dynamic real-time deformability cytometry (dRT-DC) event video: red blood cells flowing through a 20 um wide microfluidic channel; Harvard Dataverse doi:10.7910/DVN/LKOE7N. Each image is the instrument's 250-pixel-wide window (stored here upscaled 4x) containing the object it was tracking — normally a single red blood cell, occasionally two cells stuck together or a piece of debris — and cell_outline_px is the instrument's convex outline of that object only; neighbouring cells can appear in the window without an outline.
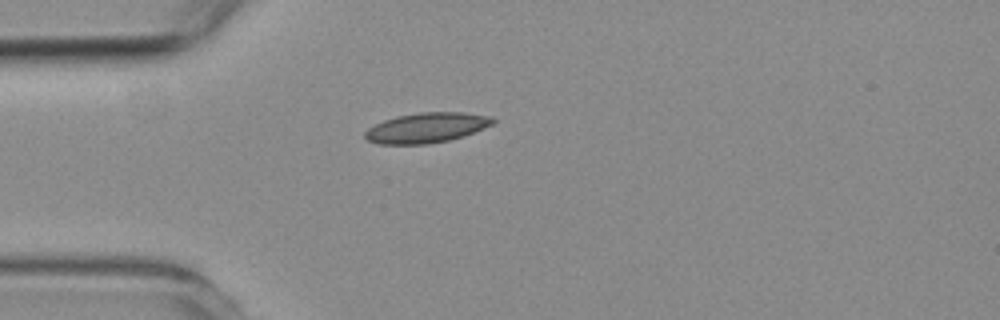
{"species": "common noctule bat (a hibernating species)", "species_latin": "Nyctalus noctula", "temperature_condition": "room temperature", "stored_images_in_passage": 41, "camera_frame_rate_fps": 3000, "um_per_image_px": 0.085, "animal": {"sex": "female", "body_mass_g": 19.3, "forearm_length_mm": 54.1}, "frame": {"image": 1, "passage_image": 1, "time_ms": 0.0, "image_size_px": [1000, 320], "cell_outline_px": [[496, 120], [492, 124], [484, 128], [448, 140], [424, 144], [376, 144], [368, 140], [364, 136], [364, 132], [368, 128], [384, 120], [396, 116], [420, 112], [464, 112], [492, 116]], "centroid_in_image_um": [36.23, 10.84], "position_along_channel_um": 48.8, "area_um2": 22.25}}
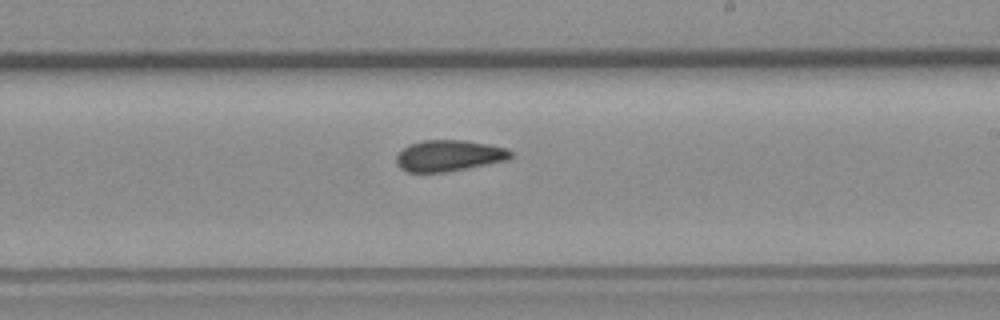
{"frame": {"image": 2, "passage_image": 18, "time_ms": 5.667, "image_size_px": [1000, 320], "cell_outline_px": [[512, 156], [508, 160], [444, 172], [408, 172], [400, 168], [396, 164], [396, 156], [408, 144], [424, 140], [464, 140], [488, 144], [504, 148], [512, 152]], "centroid_in_image_um": [38.13, 13.23], "position_along_channel_um": 250.9, "area_um2": 20.63}}
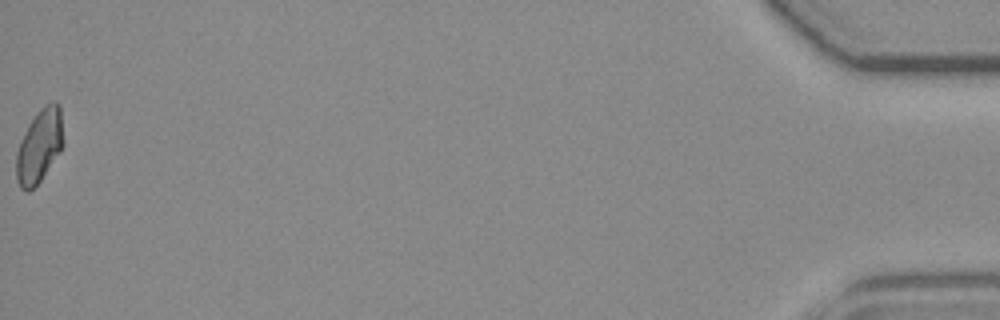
{"frame": {"image": 3, "passage_image": 41, "time_ms": 13.333, "image_size_px": [1000, 320], "cell_outline_px": [[64, 144], [60, 152], [40, 180], [28, 192], [24, 192], [20, 188], [16, 180], [16, 152], [20, 140], [28, 124], [40, 108], [44, 104], [52, 100], [56, 100], [60, 104], [64, 140]], "centroid_in_image_um": [3.35, 12.37], "position_along_channel_um": 431.8, "area_um2": 20.52}, "authors_computed_cell_mechanics": {"area_um2": 20.7502, "velocity_mm_per_s": 3.7723, "shape_relaxation_time_tau1_ms": null, "shape_relaxation_time_tau2_ms": 5.3001, "deformation_change_tau1": null, "deformation_change_tau2": 0.0881}}